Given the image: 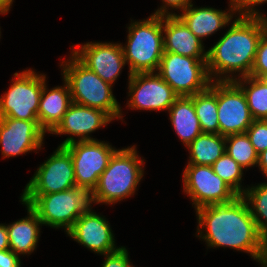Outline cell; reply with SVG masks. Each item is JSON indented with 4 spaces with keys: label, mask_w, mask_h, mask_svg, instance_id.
Segmentation results:
<instances>
[{
    "label": "cell",
    "mask_w": 267,
    "mask_h": 267,
    "mask_svg": "<svg viewBox=\"0 0 267 267\" xmlns=\"http://www.w3.org/2000/svg\"><path fill=\"white\" fill-rule=\"evenodd\" d=\"M196 216L197 237L207 247L233 248L249 253L261 267L267 263V239L259 232L242 196L230 203L201 207L196 210Z\"/></svg>",
    "instance_id": "obj_1"
},
{
    "label": "cell",
    "mask_w": 267,
    "mask_h": 267,
    "mask_svg": "<svg viewBox=\"0 0 267 267\" xmlns=\"http://www.w3.org/2000/svg\"><path fill=\"white\" fill-rule=\"evenodd\" d=\"M231 24L223 37L207 50L211 81H234L237 77L232 74L236 72L238 78L250 76L259 41L267 28V17L238 16Z\"/></svg>",
    "instance_id": "obj_2"
},
{
    "label": "cell",
    "mask_w": 267,
    "mask_h": 267,
    "mask_svg": "<svg viewBox=\"0 0 267 267\" xmlns=\"http://www.w3.org/2000/svg\"><path fill=\"white\" fill-rule=\"evenodd\" d=\"M20 199L37 214L42 225L64 227L65 232L83 213L93 211L92 203L96 204L94 190L79 186L44 195H21Z\"/></svg>",
    "instance_id": "obj_3"
},
{
    "label": "cell",
    "mask_w": 267,
    "mask_h": 267,
    "mask_svg": "<svg viewBox=\"0 0 267 267\" xmlns=\"http://www.w3.org/2000/svg\"><path fill=\"white\" fill-rule=\"evenodd\" d=\"M60 64L63 80L70 88L72 102L106 112L113 120L123 119L122 109L108 82L83 65L72 53Z\"/></svg>",
    "instance_id": "obj_4"
},
{
    "label": "cell",
    "mask_w": 267,
    "mask_h": 267,
    "mask_svg": "<svg viewBox=\"0 0 267 267\" xmlns=\"http://www.w3.org/2000/svg\"><path fill=\"white\" fill-rule=\"evenodd\" d=\"M143 164L135 145L118 149L94 189L96 204L112 205L134 195L144 175Z\"/></svg>",
    "instance_id": "obj_5"
},
{
    "label": "cell",
    "mask_w": 267,
    "mask_h": 267,
    "mask_svg": "<svg viewBox=\"0 0 267 267\" xmlns=\"http://www.w3.org/2000/svg\"><path fill=\"white\" fill-rule=\"evenodd\" d=\"M127 28V45L122 49L129 75L157 72L164 54L163 16L152 14L146 20H131Z\"/></svg>",
    "instance_id": "obj_6"
},
{
    "label": "cell",
    "mask_w": 267,
    "mask_h": 267,
    "mask_svg": "<svg viewBox=\"0 0 267 267\" xmlns=\"http://www.w3.org/2000/svg\"><path fill=\"white\" fill-rule=\"evenodd\" d=\"M14 79L7 92L0 96V117L38 121L37 112L45 74H38L32 69L14 73Z\"/></svg>",
    "instance_id": "obj_7"
},
{
    "label": "cell",
    "mask_w": 267,
    "mask_h": 267,
    "mask_svg": "<svg viewBox=\"0 0 267 267\" xmlns=\"http://www.w3.org/2000/svg\"><path fill=\"white\" fill-rule=\"evenodd\" d=\"M59 146H64L70 152L76 186L92 190L98 185L100 175L118 150L104 141H77L73 136L66 138Z\"/></svg>",
    "instance_id": "obj_8"
},
{
    "label": "cell",
    "mask_w": 267,
    "mask_h": 267,
    "mask_svg": "<svg viewBox=\"0 0 267 267\" xmlns=\"http://www.w3.org/2000/svg\"><path fill=\"white\" fill-rule=\"evenodd\" d=\"M206 61L164 52L157 74L179 96H192L206 90L212 82L207 71Z\"/></svg>",
    "instance_id": "obj_9"
},
{
    "label": "cell",
    "mask_w": 267,
    "mask_h": 267,
    "mask_svg": "<svg viewBox=\"0 0 267 267\" xmlns=\"http://www.w3.org/2000/svg\"><path fill=\"white\" fill-rule=\"evenodd\" d=\"M183 189L190 197L195 210L234 201L239 195L216 173L211 166L186 165L183 170Z\"/></svg>",
    "instance_id": "obj_10"
},
{
    "label": "cell",
    "mask_w": 267,
    "mask_h": 267,
    "mask_svg": "<svg viewBox=\"0 0 267 267\" xmlns=\"http://www.w3.org/2000/svg\"><path fill=\"white\" fill-rule=\"evenodd\" d=\"M75 186L74 166L70 152L64 146H58L50 158L37 168L22 195H44Z\"/></svg>",
    "instance_id": "obj_11"
},
{
    "label": "cell",
    "mask_w": 267,
    "mask_h": 267,
    "mask_svg": "<svg viewBox=\"0 0 267 267\" xmlns=\"http://www.w3.org/2000/svg\"><path fill=\"white\" fill-rule=\"evenodd\" d=\"M128 107L149 111H168L179 95L157 72L128 74Z\"/></svg>",
    "instance_id": "obj_12"
},
{
    "label": "cell",
    "mask_w": 267,
    "mask_h": 267,
    "mask_svg": "<svg viewBox=\"0 0 267 267\" xmlns=\"http://www.w3.org/2000/svg\"><path fill=\"white\" fill-rule=\"evenodd\" d=\"M219 134L246 133L253 122L246 97L234 81H217Z\"/></svg>",
    "instance_id": "obj_13"
},
{
    "label": "cell",
    "mask_w": 267,
    "mask_h": 267,
    "mask_svg": "<svg viewBox=\"0 0 267 267\" xmlns=\"http://www.w3.org/2000/svg\"><path fill=\"white\" fill-rule=\"evenodd\" d=\"M75 47L71 53L83 65L105 82L114 84L126 64L121 43L87 42Z\"/></svg>",
    "instance_id": "obj_14"
},
{
    "label": "cell",
    "mask_w": 267,
    "mask_h": 267,
    "mask_svg": "<svg viewBox=\"0 0 267 267\" xmlns=\"http://www.w3.org/2000/svg\"><path fill=\"white\" fill-rule=\"evenodd\" d=\"M45 131L39 121L0 117V147L3 158L41 149Z\"/></svg>",
    "instance_id": "obj_15"
},
{
    "label": "cell",
    "mask_w": 267,
    "mask_h": 267,
    "mask_svg": "<svg viewBox=\"0 0 267 267\" xmlns=\"http://www.w3.org/2000/svg\"><path fill=\"white\" fill-rule=\"evenodd\" d=\"M110 223L95 211L83 213L67 231V235L89 250L100 255L109 254L119 248L115 245Z\"/></svg>",
    "instance_id": "obj_16"
},
{
    "label": "cell",
    "mask_w": 267,
    "mask_h": 267,
    "mask_svg": "<svg viewBox=\"0 0 267 267\" xmlns=\"http://www.w3.org/2000/svg\"><path fill=\"white\" fill-rule=\"evenodd\" d=\"M112 120L102 110L72 103L64 114L62 121L50 134H70L78 137L77 141L96 140L90 134L100 127L106 126Z\"/></svg>",
    "instance_id": "obj_17"
},
{
    "label": "cell",
    "mask_w": 267,
    "mask_h": 267,
    "mask_svg": "<svg viewBox=\"0 0 267 267\" xmlns=\"http://www.w3.org/2000/svg\"><path fill=\"white\" fill-rule=\"evenodd\" d=\"M163 32L164 52L207 60L203 41L177 15L163 16Z\"/></svg>",
    "instance_id": "obj_18"
},
{
    "label": "cell",
    "mask_w": 267,
    "mask_h": 267,
    "mask_svg": "<svg viewBox=\"0 0 267 267\" xmlns=\"http://www.w3.org/2000/svg\"><path fill=\"white\" fill-rule=\"evenodd\" d=\"M229 5L230 8L226 12L212 7H193L191 3L177 16L197 38L203 41V38L213 35L232 22L233 15L236 14L233 0H230Z\"/></svg>",
    "instance_id": "obj_19"
},
{
    "label": "cell",
    "mask_w": 267,
    "mask_h": 267,
    "mask_svg": "<svg viewBox=\"0 0 267 267\" xmlns=\"http://www.w3.org/2000/svg\"><path fill=\"white\" fill-rule=\"evenodd\" d=\"M47 83L43 84L37 117L40 127L51 133L62 121L64 114L73 103L68 83L64 80V86H56L50 90Z\"/></svg>",
    "instance_id": "obj_20"
},
{
    "label": "cell",
    "mask_w": 267,
    "mask_h": 267,
    "mask_svg": "<svg viewBox=\"0 0 267 267\" xmlns=\"http://www.w3.org/2000/svg\"><path fill=\"white\" fill-rule=\"evenodd\" d=\"M28 215L11 224H6L9 249L17 255L31 254L37 247L42 222L37 214L27 205Z\"/></svg>",
    "instance_id": "obj_21"
},
{
    "label": "cell",
    "mask_w": 267,
    "mask_h": 267,
    "mask_svg": "<svg viewBox=\"0 0 267 267\" xmlns=\"http://www.w3.org/2000/svg\"><path fill=\"white\" fill-rule=\"evenodd\" d=\"M168 112L172 127L185 147L202 133L193 103V95L179 96Z\"/></svg>",
    "instance_id": "obj_22"
},
{
    "label": "cell",
    "mask_w": 267,
    "mask_h": 267,
    "mask_svg": "<svg viewBox=\"0 0 267 267\" xmlns=\"http://www.w3.org/2000/svg\"><path fill=\"white\" fill-rule=\"evenodd\" d=\"M187 149L190 153L187 165L212 166L226 152L225 136L202 132Z\"/></svg>",
    "instance_id": "obj_23"
},
{
    "label": "cell",
    "mask_w": 267,
    "mask_h": 267,
    "mask_svg": "<svg viewBox=\"0 0 267 267\" xmlns=\"http://www.w3.org/2000/svg\"><path fill=\"white\" fill-rule=\"evenodd\" d=\"M193 103L202 132L219 134L217 81H212L206 90L193 95Z\"/></svg>",
    "instance_id": "obj_24"
},
{
    "label": "cell",
    "mask_w": 267,
    "mask_h": 267,
    "mask_svg": "<svg viewBox=\"0 0 267 267\" xmlns=\"http://www.w3.org/2000/svg\"><path fill=\"white\" fill-rule=\"evenodd\" d=\"M234 82L242 89L252 118L267 120V79L245 76Z\"/></svg>",
    "instance_id": "obj_25"
},
{
    "label": "cell",
    "mask_w": 267,
    "mask_h": 267,
    "mask_svg": "<svg viewBox=\"0 0 267 267\" xmlns=\"http://www.w3.org/2000/svg\"><path fill=\"white\" fill-rule=\"evenodd\" d=\"M226 152L243 169L254 167L258 163V153L246 133L225 136Z\"/></svg>",
    "instance_id": "obj_26"
},
{
    "label": "cell",
    "mask_w": 267,
    "mask_h": 267,
    "mask_svg": "<svg viewBox=\"0 0 267 267\" xmlns=\"http://www.w3.org/2000/svg\"><path fill=\"white\" fill-rule=\"evenodd\" d=\"M245 189L242 197L250 208L259 232L267 239V182Z\"/></svg>",
    "instance_id": "obj_27"
},
{
    "label": "cell",
    "mask_w": 267,
    "mask_h": 267,
    "mask_svg": "<svg viewBox=\"0 0 267 267\" xmlns=\"http://www.w3.org/2000/svg\"><path fill=\"white\" fill-rule=\"evenodd\" d=\"M211 167L216 175L224 180L239 196L244 194L246 189L242 188L241 185L244 169L227 153H224Z\"/></svg>",
    "instance_id": "obj_28"
},
{
    "label": "cell",
    "mask_w": 267,
    "mask_h": 267,
    "mask_svg": "<svg viewBox=\"0 0 267 267\" xmlns=\"http://www.w3.org/2000/svg\"><path fill=\"white\" fill-rule=\"evenodd\" d=\"M246 134L258 154L267 150V120H253Z\"/></svg>",
    "instance_id": "obj_29"
},
{
    "label": "cell",
    "mask_w": 267,
    "mask_h": 267,
    "mask_svg": "<svg viewBox=\"0 0 267 267\" xmlns=\"http://www.w3.org/2000/svg\"><path fill=\"white\" fill-rule=\"evenodd\" d=\"M250 76L267 78V28L263 31Z\"/></svg>",
    "instance_id": "obj_30"
},
{
    "label": "cell",
    "mask_w": 267,
    "mask_h": 267,
    "mask_svg": "<svg viewBox=\"0 0 267 267\" xmlns=\"http://www.w3.org/2000/svg\"><path fill=\"white\" fill-rule=\"evenodd\" d=\"M233 2L236 13L239 16L267 17L254 8L260 4L267 3V0H233Z\"/></svg>",
    "instance_id": "obj_31"
},
{
    "label": "cell",
    "mask_w": 267,
    "mask_h": 267,
    "mask_svg": "<svg viewBox=\"0 0 267 267\" xmlns=\"http://www.w3.org/2000/svg\"><path fill=\"white\" fill-rule=\"evenodd\" d=\"M128 251L125 247H119L115 252L103 255L105 260L102 267H127L129 263Z\"/></svg>",
    "instance_id": "obj_32"
},
{
    "label": "cell",
    "mask_w": 267,
    "mask_h": 267,
    "mask_svg": "<svg viewBox=\"0 0 267 267\" xmlns=\"http://www.w3.org/2000/svg\"><path fill=\"white\" fill-rule=\"evenodd\" d=\"M163 6L161 5L159 9L153 13V15L158 16H168V15H177L175 12H169L170 9H179L180 11L185 10L191 3L192 0H162Z\"/></svg>",
    "instance_id": "obj_33"
},
{
    "label": "cell",
    "mask_w": 267,
    "mask_h": 267,
    "mask_svg": "<svg viewBox=\"0 0 267 267\" xmlns=\"http://www.w3.org/2000/svg\"><path fill=\"white\" fill-rule=\"evenodd\" d=\"M19 255L12 250L0 251V267H21Z\"/></svg>",
    "instance_id": "obj_34"
},
{
    "label": "cell",
    "mask_w": 267,
    "mask_h": 267,
    "mask_svg": "<svg viewBox=\"0 0 267 267\" xmlns=\"http://www.w3.org/2000/svg\"><path fill=\"white\" fill-rule=\"evenodd\" d=\"M9 249V238L6 225L0 224V251Z\"/></svg>",
    "instance_id": "obj_35"
},
{
    "label": "cell",
    "mask_w": 267,
    "mask_h": 267,
    "mask_svg": "<svg viewBox=\"0 0 267 267\" xmlns=\"http://www.w3.org/2000/svg\"><path fill=\"white\" fill-rule=\"evenodd\" d=\"M259 169L267 177V150L262 151L258 154V163Z\"/></svg>",
    "instance_id": "obj_36"
},
{
    "label": "cell",
    "mask_w": 267,
    "mask_h": 267,
    "mask_svg": "<svg viewBox=\"0 0 267 267\" xmlns=\"http://www.w3.org/2000/svg\"><path fill=\"white\" fill-rule=\"evenodd\" d=\"M14 0H0V14H7Z\"/></svg>",
    "instance_id": "obj_37"
},
{
    "label": "cell",
    "mask_w": 267,
    "mask_h": 267,
    "mask_svg": "<svg viewBox=\"0 0 267 267\" xmlns=\"http://www.w3.org/2000/svg\"><path fill=\"white\" fill-rule=\"evenodd\" d=\"M127 267H134V266H133L132 264L129 263V264L127 265Z\"/></svg>",
    "instance_id": "obj_38"
}]
</instances>
